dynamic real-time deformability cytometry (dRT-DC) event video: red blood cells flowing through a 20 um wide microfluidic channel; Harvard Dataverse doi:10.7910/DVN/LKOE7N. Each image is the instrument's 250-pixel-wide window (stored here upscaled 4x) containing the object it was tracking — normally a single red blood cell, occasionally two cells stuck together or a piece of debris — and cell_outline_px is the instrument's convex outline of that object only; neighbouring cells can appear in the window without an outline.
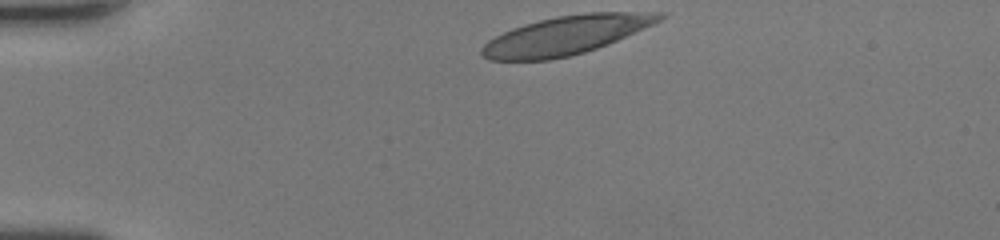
{"species": "human", "species_latin": "Homo sapiens", "temperature_condition": "room temperature", "stored_images_in_passage": 32, "camera_frame_rate_fps": 3000, "um_per_image_px": 0.085, "donor": {"sex": "female"}, "frame": {"image": 1, "passage_image": 1, "time_ms": 0.0, "image_size_px": [1000, 240], "cell_outline_px": [[668, 16], [652, 24], [608, 44], [584, 52], [568, 56], [548, 60], [488, 60], [480, 52], [480, 48], [488, 40], [512, 28], [524, 24], [556, 16], [588, 12], [668, 12]], "centroid_in_image_um": [48.11, 2.98], "position_along_channel_um": 36.9, "area_um2": 39.82}}
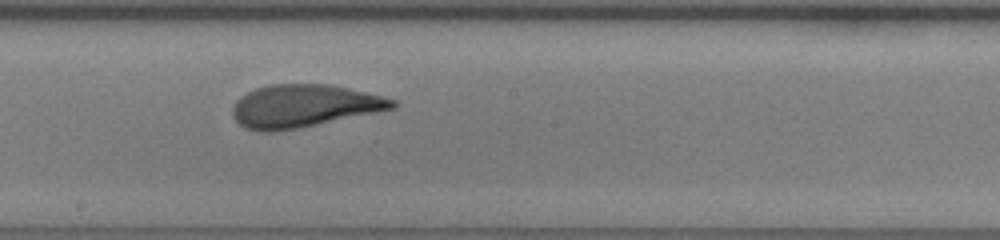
{"frame": {"image": 2, "passage_image": 18, "time_ms": 5.667, "image_size_px": [1000, 240], "cell_outline_px": [[400, 104], [396, 108], [296, 128], [272, 132], [260, 132], [244, 128], [232, 116], [232, 108], [236, 100], [240, 96], [256, 88], [272, 84], [328, 84], [384, 96], [396, 100]], "centroid_in_image_um": [25.81, 9.0], "position_along_channel_um": 222.4, "area_um2": 39.65}}
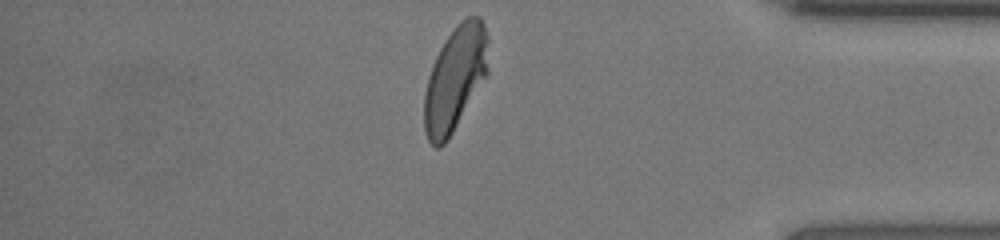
{"frame": {"image": 3, "passage_image": 32, "time_ms": 10.333, "image_size_px": [1000, 240], "cell_outline_px": [[488, 72], [448, 140], [440, 148], [436, 148], [428, 140], [424, 132], [424, 92], [428, 76], [432, 64], [440, 48], [448, 36], [460, 20], [468, 16], [480, 16], [484, 24], [488, 36]], "centroid_in_image_um": [38.67, 6.68], "position_along_channel_um": 396.5, "area_um2": 39.07}, "authors_computed_cell_mechanics": {"area_um2": 39.7664, "velocity_mm_per_s": 4.2533, "shape_relaxation_time_tau1_ms": 5.6469, "shape_relaxation_time_tau2_ms": 0.9558, "deformation_change_tau1": 0.2309, "deformation_change_tau2": 0.0777}}